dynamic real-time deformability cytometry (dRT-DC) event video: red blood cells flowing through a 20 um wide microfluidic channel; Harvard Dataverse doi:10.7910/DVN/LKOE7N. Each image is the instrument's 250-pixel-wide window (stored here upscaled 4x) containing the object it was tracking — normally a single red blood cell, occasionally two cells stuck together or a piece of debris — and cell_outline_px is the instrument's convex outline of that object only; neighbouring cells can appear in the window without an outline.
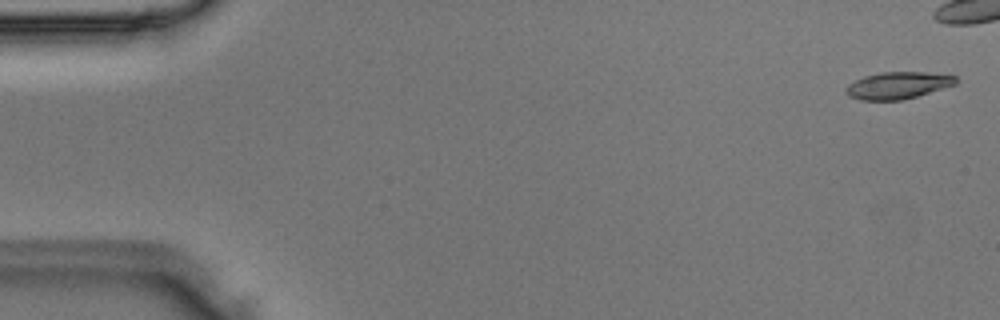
{"species": "Egyptian fruit bat (a non-hibernating species)", "species_latin": "Rousettus aegyptiacus", "temperature_condition": "room temperature", "stored_images_in_passage": 39, "camera_frame_rate_fps": 3000, "um_per_image_px": 0.085, "animal": {"sex": "male"}, "frame": {"image": 1, "passage_image": 1, "time_ms": 0.0, "image_size_px": [1000, 320], "cell_outline_px": [[960, 80], [956, 84], [916, 96], [900, 100], [860, 100], [848, 96], [844, 92], [844, 88], [848, 84], [864, 76], [880, 72], [924, 72], [956, 76]], "centroid_in_image_um": [76.28, 7.25], "position_along_channel_um": 8.7, "area_um2": 17.28}}
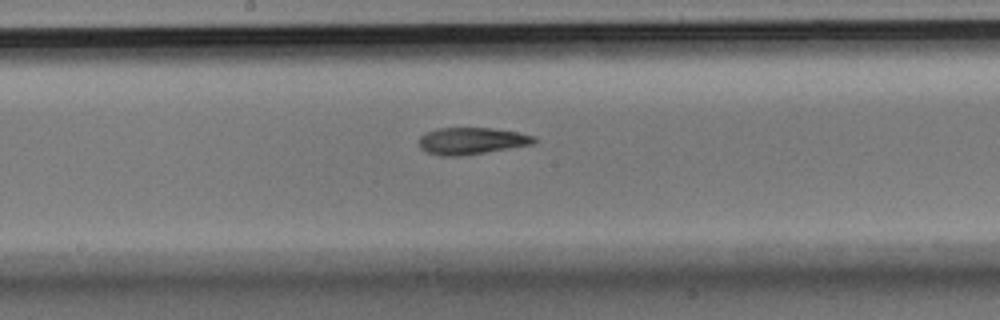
{"frame": {"image": 2, "passage_image": 25, "time_ms": 8.0, "image_size_px": [1000, 320], "cell_outline_px": [[536, 140], [532, 144], [460, 156], [440, 156], [428, 152], [420, 148], [420, 136], [424, 132], [440, 128], [492, 128], [516, 132], [536, 136]], "centroid_in_image_um": [40.05, 11.97], "position_along_channel_um": 208.1, "area_um2": 17.8}}
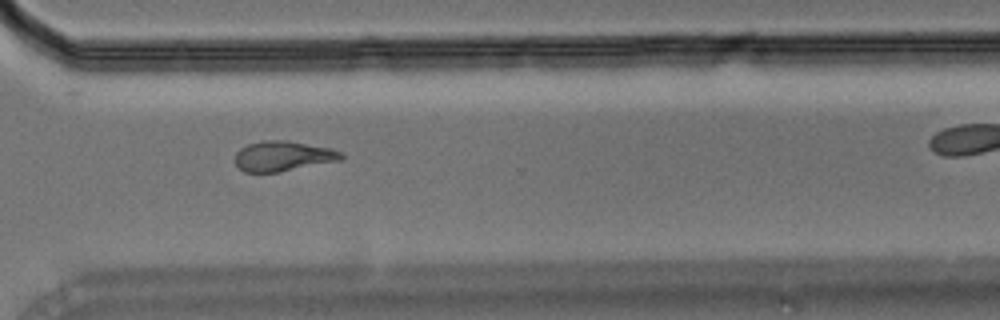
{"frame": {"image": 3, "passage_image": 35, "time_ms": 11.333, "image_size_px": [1000, 320], "cell_outline_px": [[344, 160], [280, 172], [244, 172], [236, 164], [236, 152], [240, 148], [248, 144], [264, 140], [284, 140], [332, 148], [344, 152]], "centroid_in_image_um": [24.12, 13.27], "position_along_channel_um": 346.5, "area_um2": 18.84}}